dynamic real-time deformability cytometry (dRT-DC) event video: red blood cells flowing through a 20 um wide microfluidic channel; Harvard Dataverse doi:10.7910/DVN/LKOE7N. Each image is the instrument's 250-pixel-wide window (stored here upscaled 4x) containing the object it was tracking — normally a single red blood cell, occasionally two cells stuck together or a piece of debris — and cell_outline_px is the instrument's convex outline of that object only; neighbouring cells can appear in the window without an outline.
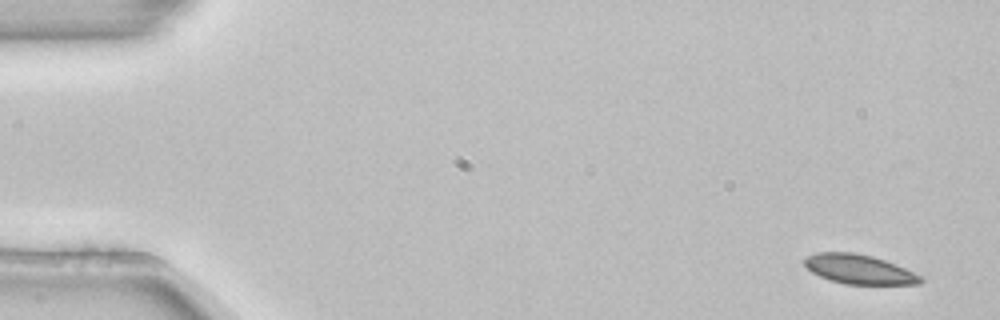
{"species": "common noctule bat (a hibernating species)", "species_latin": "Nyctalus noctula", "temperature_condition": "room temperature", "stored_images_in_passage": 6, "camera_frame_rate_fps": 3000, "um_per_image_px": 0.085, "animal": {"sex": "female", "body_mass_g": 22.7, "forearm_length_mm": 54.2}, "frame": {"image": 1, "passage_image": 1, "time_ms": 0.0, "image_size_px": [1000, 320], "cell_outline_px": [[924, 280], [920, 284], [844, 284], [820, 276], [812, 272], [804, 264], [804, 256], [816, 252], [856, 252], [872, 256], [896, 264], [920, 276]], "centroid_in_image_um": [72.99, 22.87], "position_along_channel_um": 12.0, "area_um2": 19.83}}
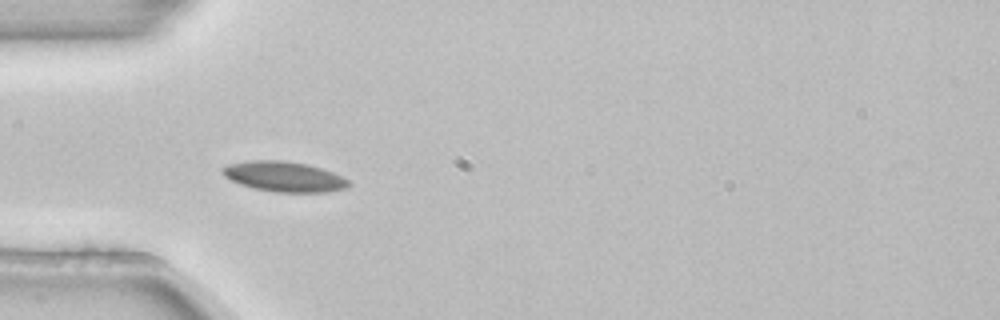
{"frame": {"image": 2, "passage_image": 5, "time_ms": 1.333, "image_size_px": [1000, 320], "cell_outline_px": [[352, 184], [348, 188], [324, 192], [276, 192], [252, 188], [240, 184], [224, 176], [220, 172], [220, 168], [228, 164], [248, 160], [280, 160], [308, 164], [332, 172], [348, 180]], "centroid_in_image_um": [24.12, 15.01], "position_along_channel_um": 60.9, "area_um2": 22.31}}